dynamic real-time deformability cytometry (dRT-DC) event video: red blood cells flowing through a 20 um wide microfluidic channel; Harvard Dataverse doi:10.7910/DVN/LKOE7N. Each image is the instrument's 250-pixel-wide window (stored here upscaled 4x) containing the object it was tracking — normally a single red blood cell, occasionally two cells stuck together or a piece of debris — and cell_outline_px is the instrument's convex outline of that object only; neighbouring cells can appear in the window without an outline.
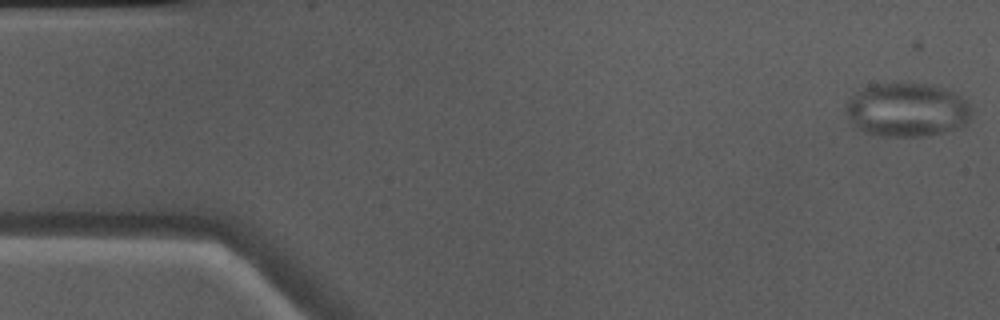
{"species": "Egyptian fruit bat (a non-hibernating species)", "species_latin": "Rousettus aegyptiacus", "temperature_condition": "warm", "stored_images_in_passage": 14, "camera_frame_rate_fps": 3000, "um_per_image_px": 0.085, "animal": {"sex": "male"}, "frame": {"image": 1, "passage_image": 1, "time_ms": 0.0, "image_size_px": [1000, 320], "cell_outline_px": [[972, 116], [964, 128], [924, 136], [880, 136], [864, 132], [852, 128], [844, 108], [848, 100], [856, 92], [872, 84], [896, 80], [936, 84], [960, 96], [968, 104], [972, 112]], "centroid_in_image_um": [77.08, 9.31], "position_along_channel_um": 7.9, "area_um2": 40.86}}